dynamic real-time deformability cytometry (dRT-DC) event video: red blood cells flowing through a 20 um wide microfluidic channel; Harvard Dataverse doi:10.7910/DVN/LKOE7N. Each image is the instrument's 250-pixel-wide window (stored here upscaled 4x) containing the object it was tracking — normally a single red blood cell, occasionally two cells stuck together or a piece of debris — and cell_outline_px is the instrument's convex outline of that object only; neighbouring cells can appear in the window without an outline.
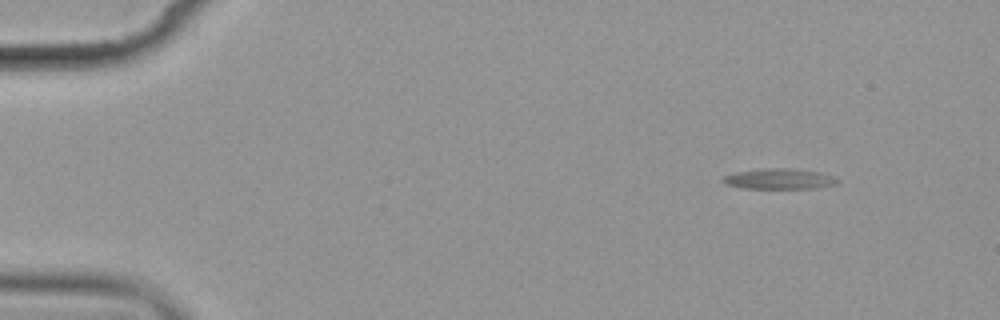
{"species": "common noctule bat (a hibernating species)", "species_latin": "Nyctalus noctula", "temperature_condition": "cold", "stored_images_in_passage": 12, "camera_frame_rate_fps": 3000, "um_per_image_px": 0.085, "animal": {"sex": "female", "body_mass_g": 19.9}, "frame": {"image": 1, "passage_image": 1, "time_ms": 0.0, "image_size_px": [1000, 320], "cell_outline_px": [[840, 180], [836, 184], [816, 188], [744, 188], [724, 184], [720, 180], [724, 176], [736, 172], [764, 168], [792, 168], [816, 172], [832, 176]], "centroid_in_image_um": [66.2, 15.2], "position_along_channel_um": 18.8, "area_um2": 13.58}}
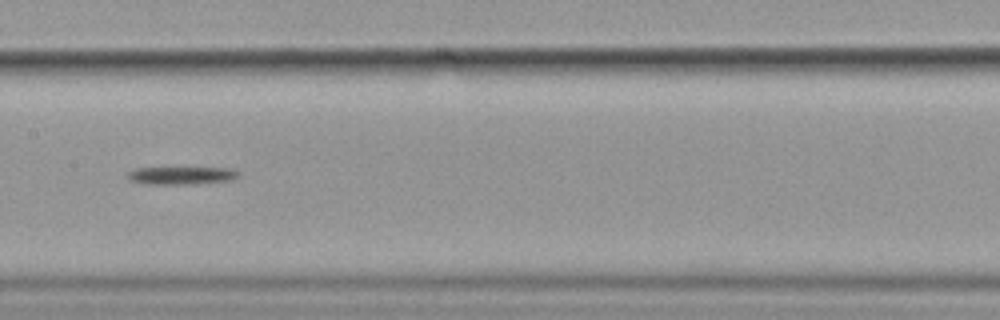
{"frame": {"image": 2, "passage_image": 7, "time_ms": 8.0, "image_size_px": [1000, 320], "cell_outline_px": [[240, 176], [232, 180], [196, 184], [144, 184], [128, 180], [128, 172], [136, 168], [236, 168], [240, 172]], "centroid_in_image_um": [15.48, 14.92], "position_along_channel_um": 191.9, "area_um2": 11.68}}
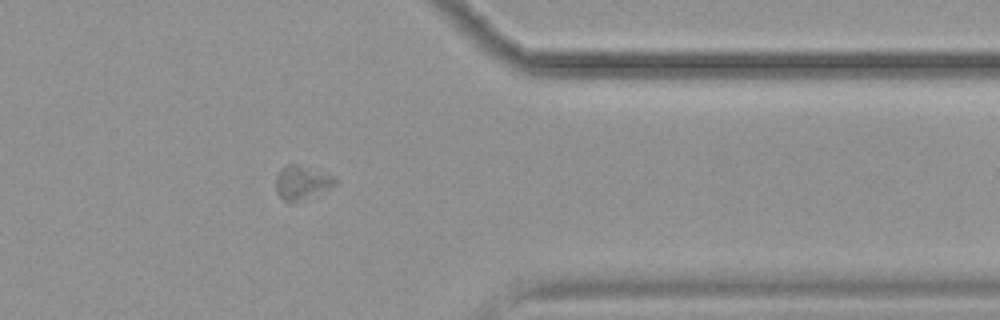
{"frame": {"image": 3, "passage_image": 12, "time_ms": 14.0, "image_size_px": [1000, 320], "cell_outline_px": [[340, 180], [336, 184], [292, 204], [288, 204], [276, 192], [276, 176], [280, 168], [284, 164], [296, 164], [332, 176]], "centroid_in_image_um": [25.59, 15.52], "position_along_channel_um": 385.8, "area_um2": 11.5}}